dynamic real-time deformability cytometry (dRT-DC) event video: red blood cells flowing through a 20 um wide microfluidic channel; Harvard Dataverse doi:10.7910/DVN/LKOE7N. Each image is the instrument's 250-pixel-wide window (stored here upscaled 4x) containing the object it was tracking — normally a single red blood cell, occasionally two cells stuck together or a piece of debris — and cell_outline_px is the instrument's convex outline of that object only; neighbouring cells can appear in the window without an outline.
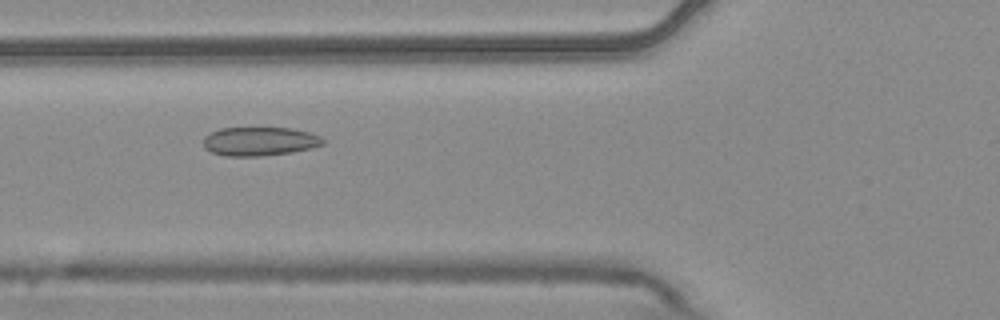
{"species": "common noctule bat (a hibernating species)", "species_latin": "Nyctalus noctula", "temperature_condition": "warm", "stored_images_in_passage": 8, "camera_frame_rate_fps": 3000, "um_per_image_px": 0.085, "animal": {"sex": "male", "body_mass_g": 20.4}, "frame": {"image": 1, "passage_image": 5, "time_ms": 1.333, "image_size_px": [1000, 320], "cell_outline_px": [[324, 144], [312, 148], [292, 152], [260, 156], [228, 156], [212, 152], [204, 148], [204, 136], [220, 128], [292, 128], [308, 132], [320, 136], [324, 140]], "centroid_in_image_um": [22.08, 12.01], "position_along_channel_um": 103.7, "area_um2": 20.0}}
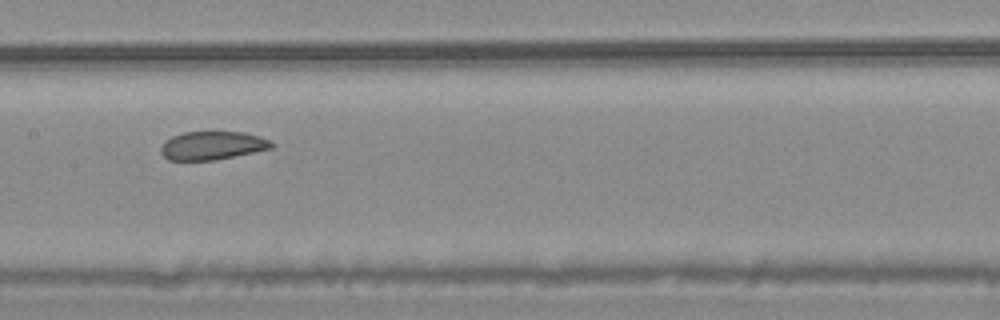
{"frame": {"image": 2, "passage_image": 7, "time_ms": 2.0, "image_size_px": [1000, 320], "cell_outline_px": [[276, 144], [272, 148], [216, 160], [168, 160], [160, 152], [160, 148], [164, 140], [172, 136], [184, 132], [244, 132], [260, 136], [272, 140]], "centroid_in_image_um": [18.06, 12.36], "position_along_channel_um": 189.3, "area_um2": 18.5}}
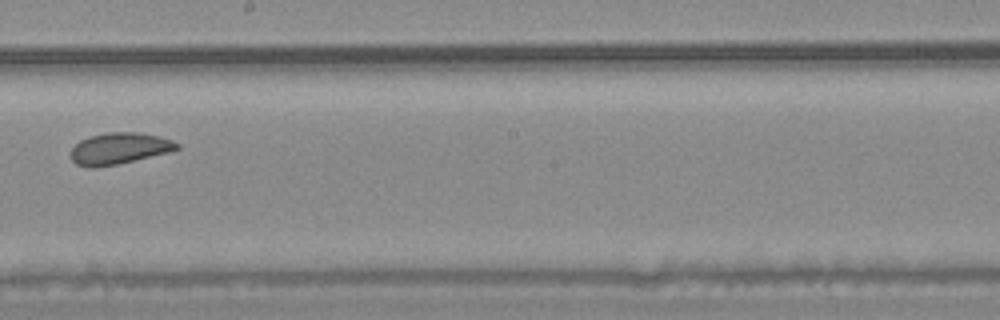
{"frame": {"image": 3, "passage_image": 8, "time_ms": 2.333, "image_size_px": [1000, 320], "cell_outline_px": [[180, 148], [172, 152], [116, 164], [96, 168], [88, 168], [76, 164], [72, 160], [72, 148], [80, 140], [88, 136], [108, 132], [140, 132], [160, 136], [172, 140], [180, 144]], "centroid_in_image_um": [10.17, 12.61], "position_along_channel_um": 238.0, "area_um2": 19.65}}